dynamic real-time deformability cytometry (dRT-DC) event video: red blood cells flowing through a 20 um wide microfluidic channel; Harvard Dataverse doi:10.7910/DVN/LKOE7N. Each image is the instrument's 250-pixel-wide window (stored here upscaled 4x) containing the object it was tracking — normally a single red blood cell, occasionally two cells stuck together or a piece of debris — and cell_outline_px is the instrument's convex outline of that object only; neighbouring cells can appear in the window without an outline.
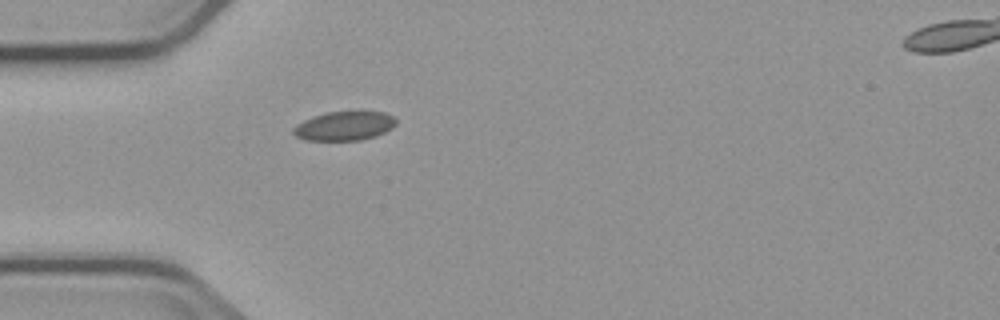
{"species": "common noctule bat (a hibernating species)", "species_latin": "Nyctalus noctula", "temperature_condition": "cold", "stored_images_in_passage": 1, "camera_frame_rate_fps": 3000, "um_per_image_px": 0.085, "animal": {"sex": "male", "body_mass_g": 23.1, "forearm_length_mm": 52.7}, "frame": {"image": 1, "passage_image": 1, "time_ms": 0.0, "image_size_px": [1000, 320], "cell_outline_px": [[396, 124], [392, 128], [376, 136], [360, 140], [304, 140], [296, 136], [292, 132], [292, 128], [296, 124], [312, 116], [324, 112], [360, 108], [384, 112], [392, 116], [396, 120]], "centroid_in_image_um": [29.28, 10.64], "position_along_channel_um": 55.7, "area_um2": 18.26}}